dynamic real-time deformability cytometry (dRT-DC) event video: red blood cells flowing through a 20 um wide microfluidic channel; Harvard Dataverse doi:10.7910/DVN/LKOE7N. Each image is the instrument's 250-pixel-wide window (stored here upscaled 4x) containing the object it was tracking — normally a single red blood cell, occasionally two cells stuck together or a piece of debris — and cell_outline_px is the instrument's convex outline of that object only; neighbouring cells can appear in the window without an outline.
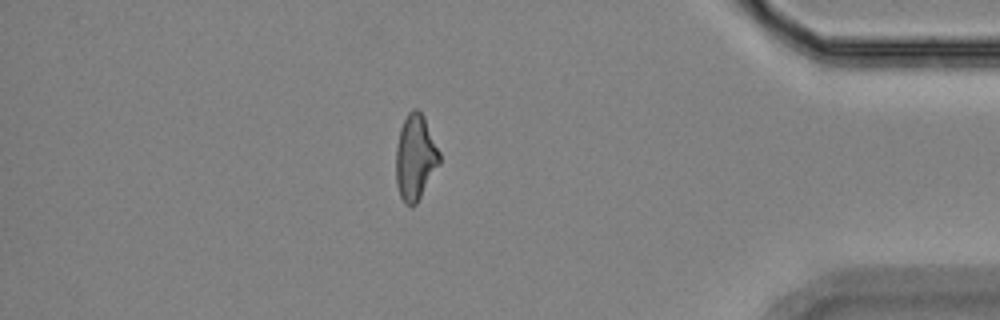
{"species": "Egyptian fruit bat (a non-hibernating species)", "species_latin": "Rousettus aegyptiacus", "temperature_condition": "room temperature", "stored_images_in_passage": 17, "segment_of_instrument_passage": [2, 2], "camera_frame_rate_fps": 3000, "um_per_image_px": 0.085, "animal": {"sex": "female"}, "frame": {"image": 1, "passage_image": 17, "time_ms": 18.333, "image_size_px": [1000, 320], "cell_outline_px": [[440, 164], [416, 204], [412, 208], [404, 204], [400, 196], [396, 184], [396, 148], [400, 128], [408, 112], [412, 108], [416, 108], [424, 116], [440, 152]], "centroid_in_image_um": [35.3, 13.4], "position_along_channel_um": 399.9, "area_um2": 21.85}}